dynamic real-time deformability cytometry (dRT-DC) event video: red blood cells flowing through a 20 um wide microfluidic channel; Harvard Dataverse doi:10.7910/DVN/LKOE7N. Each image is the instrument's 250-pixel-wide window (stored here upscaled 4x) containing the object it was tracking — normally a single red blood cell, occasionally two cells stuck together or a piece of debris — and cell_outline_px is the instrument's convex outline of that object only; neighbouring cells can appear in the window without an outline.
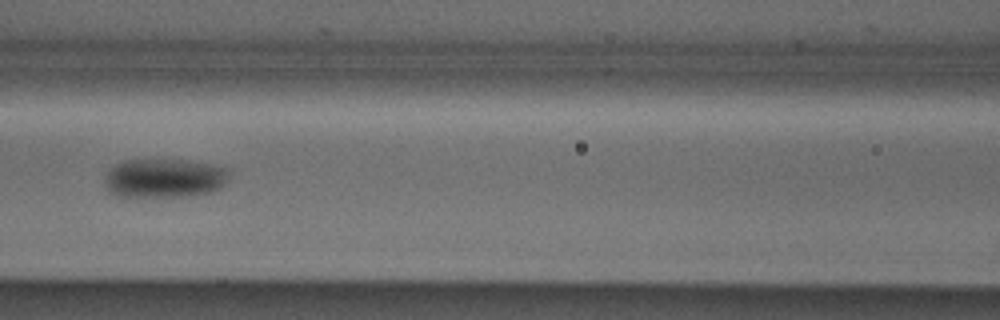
{"species": "Egyptian fruit bat (a non-hibernating species)", "species_latin": "Rousettus aegyptiacus", "temperature_condition": "cold", "stored_images_in_passage": 6, "camera_frame_rate_fps": 3000, "um_per_image_px": 0.085, "animal": {"sex": "male"}, "frame": {"image": 1, "passage_image": 6, "time_ms": 1.667, "image_size_px": [1000, 320], "cell_outline_px": [[228, 172], [224, 184], [220, 188], [212, 192], [188, 196], [116, 196], [108, 192], [104, 184], [104, 176], [116, 164], [128, 160], [184, 160], [216, 164], [228, 168]], "centroid_in_image_um": [13.97, 15.14], "position_along_channel_um": 152.6, "area_um2": 28.38}}